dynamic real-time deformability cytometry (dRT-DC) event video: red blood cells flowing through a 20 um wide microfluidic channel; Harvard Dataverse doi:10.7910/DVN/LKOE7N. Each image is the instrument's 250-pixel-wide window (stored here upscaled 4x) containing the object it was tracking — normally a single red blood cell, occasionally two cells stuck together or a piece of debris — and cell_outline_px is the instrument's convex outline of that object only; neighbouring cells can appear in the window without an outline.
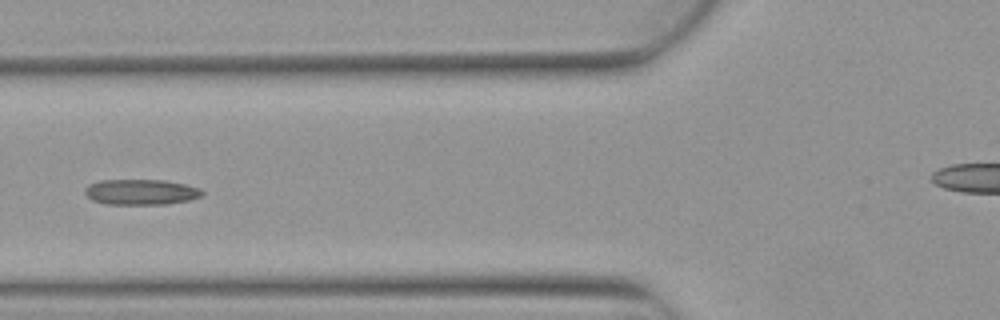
{"species": "Egyptian fruit bat (a non-hibernating species)", "species_latin": "Rousettus aegyptiacus", "temperature_condition": "warm", "stored_images_in_passage": 6, "camera_frame_rate_fps": 3000, "um_per_image_px": 0.085, "animal": {"sex": "female"}, "frame": {"image": 1, "passage_image": 6, "time_ms": 1.667, "image_size_px": [1000, 320], "cell_outline_px": [[204, 192], [200, 196], [188, 200], [168, 204], [108, 204], [92, 200], [84, 192], [84, 188], [88, 184], [100, 180], [164, 180], [184, 184], [200, 188]], "centroid_in_image_um": [11.96, 16.31], "position_along_channel_um": 113.8, "area_um2": 17.4}}